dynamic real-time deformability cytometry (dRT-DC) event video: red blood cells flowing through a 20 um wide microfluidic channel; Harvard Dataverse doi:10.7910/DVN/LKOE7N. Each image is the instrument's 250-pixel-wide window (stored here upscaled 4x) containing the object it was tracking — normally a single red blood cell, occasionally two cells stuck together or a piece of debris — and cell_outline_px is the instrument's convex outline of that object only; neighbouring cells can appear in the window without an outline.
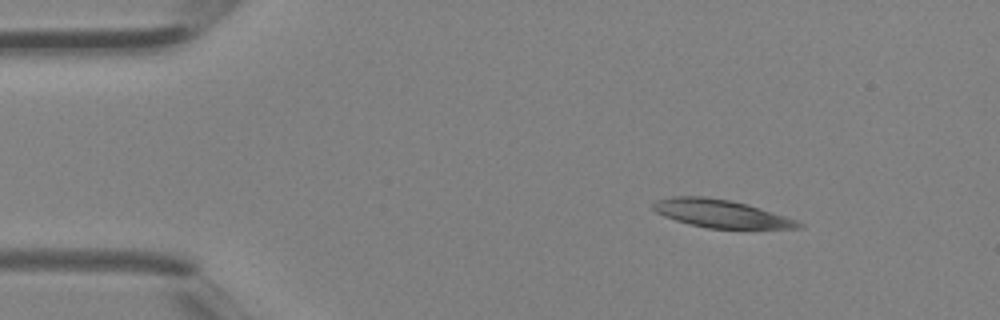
{"species": "Egyptian fruit bat (a non-hibernating species)", "species_latin": "Rousettus aegyptiacus", "temperature_condition": "room temperature", "stored_images_in_passage": 3, "camera_frame_rate_fps": 3000, "um_per_image_px": 0.085, "animal": {"sex": "female"}, "frame": {"image": 1, "passage_image": 1, "time_ms": 0.0, "image_size_px": [1000, 320], "cell_outline_px": [[804, 228], [708, 228], [688, 224], [664, 216], [656, 212], [652, 208], [652, 204], [656, 200], [672, 196], [704, 196], [728, 200], [748, 204], [796, 220], [804, 224]], "centroid_in_image_um": [61.25, 18.15], "position_along_channel_um": 23.8, "area_um2": 23.47}}
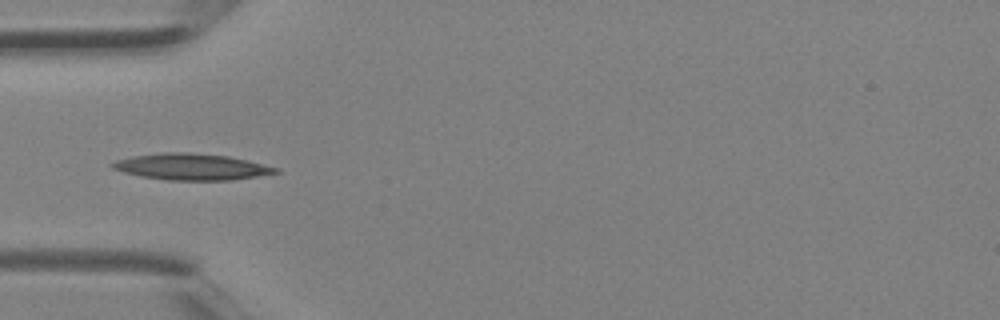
{"frame": {"image": 2, "passage_image": 3, "time_ms": 0.667, "image_size_px": [1000, 320], "cell_outline_px": [[280, 172], [232, 180], [164, 180], [140, 176], [124, 172], [112, 168], [108, 164], [116, 160], [132, 156], [160, 152], [188, 152], [228, 156], [248, 160], [280, 168]], "centroid_in_image_um": [16.26, 14.17], "position_along_channel_um": 68.7, "area_um2": 25.2}}